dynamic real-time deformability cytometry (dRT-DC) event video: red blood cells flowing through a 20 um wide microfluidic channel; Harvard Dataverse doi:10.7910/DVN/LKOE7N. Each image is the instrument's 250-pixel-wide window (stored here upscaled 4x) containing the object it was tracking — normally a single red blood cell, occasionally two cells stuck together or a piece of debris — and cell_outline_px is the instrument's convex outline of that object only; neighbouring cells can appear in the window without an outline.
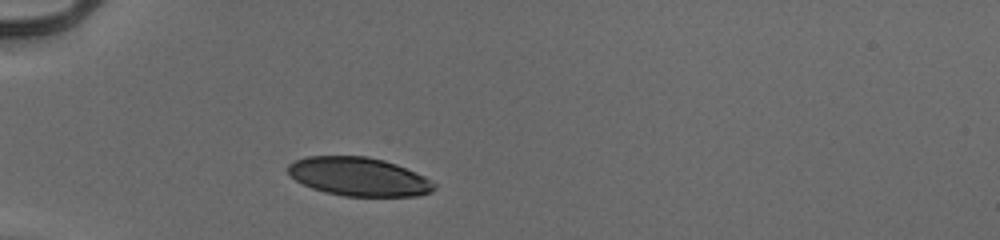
{"species": "human", "species_latin": "Homo sapiens", "temperature_condition": "cold", "stored_images_in_passage": 30, "camera_frame_rate_fps": 3000, "um_per_image_px": 0.085, "donor": {"sex": "male"}, "frame": {"image": 1, "passage_image": 1, "time_ms": 0.0, "image_size_px": [1000, 240], "cell_outline_px": [[436, 188], [432, 192], [416, 196], [344, 196], [324, 192], [312, 188], [296, 180], [288, 172], [288, 164], [296, 160], [308, 156], [368, 156], [384, 160], [396, 164], [424, 176], [432, 180], [436, 184]], "centroid_in_image_um": [30.52, 15.02], "position_along_channel_um": 54.5, "area_um2": 32.89}}
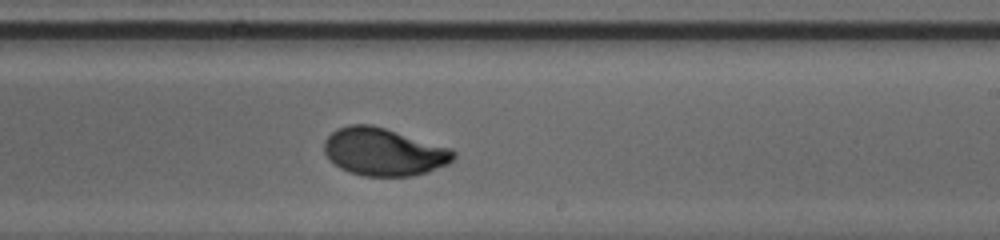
{"frame": {"image": 2, "passage_image": 18, "time_ms": 5.667, "image_size_px": [1000, 240], "cell_outline_px": [[456, 156], [448, 164], [428, 172], [412, 176], [364, 176], [348, 172], [340, 168], [324, 152], [324, 140], [336, 128], [348, 124], [372, 124], [452, 148], [456, 152]], "centroid_in_image_um": [32.63, 12.9], "position_along_channel_um": 256.4, "area_um2": 36.13}}
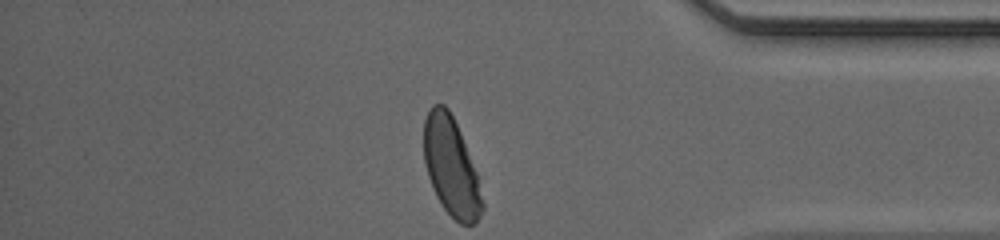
{"frame": {"image": 3, "passage_image": 30, "time_ms": 9.667, "image_size_px": [1000, 240], "cell_outline_px": [[484, 208], [476, 224], [460, 224], [444, 208], [436, 196], [428, 176], [424, 160], [424, 120], [432, 104], [444, 104], [448, 108], [460, 132], [476, 172], [484, 204]], "centroid_in_image_um": [38.34, 14.19], "position_along_channel_um": 396.9, "area_um2": 33.23}, "authors_computed_cell_mechanics": {"area_um2": 35.547, "velocity_mm_per_s": 3.9404, "shape_relaxation_time_tau1_ms": 2.8499, "shape_relaxation_time_tau2_ms": null, "deformation_change_tau1": 0.1654, "deformation_change_tau2": null}}